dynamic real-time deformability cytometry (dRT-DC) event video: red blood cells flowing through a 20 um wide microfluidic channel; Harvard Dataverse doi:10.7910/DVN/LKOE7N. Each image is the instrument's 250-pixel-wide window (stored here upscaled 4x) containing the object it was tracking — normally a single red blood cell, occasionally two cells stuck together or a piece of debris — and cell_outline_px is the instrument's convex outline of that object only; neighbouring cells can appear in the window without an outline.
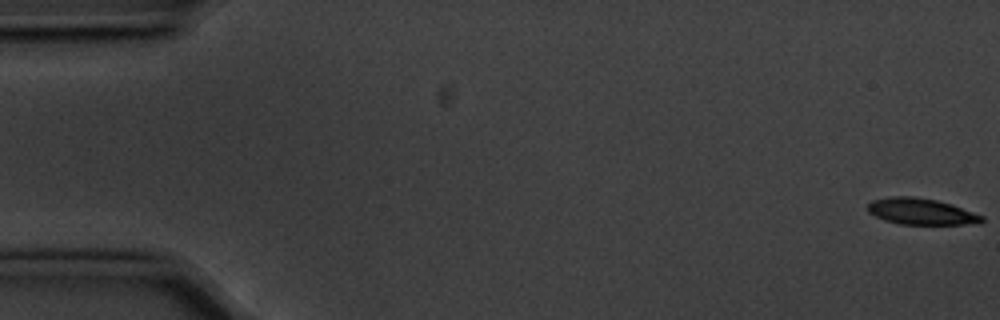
{"species": "common noctule bat (a hibernating species)", "species_latin": "Nyctalus noctula", "temperature_condition": "cold", "stored_images_in_passage": 17, "camera_frame_rate_fps": 3000, "um_per_image_px": 0.085, "animal": {"sex": "male", "body_mass_g": 20.1, "forearm_length_mm": 53.5}, "frame": {"image": 1, "passage_image": 1, "time_ms": 0.0, "image_size_px": [1000, 320], "cell_outline_px": [[984, 220], [980, 224], [900, 224], [884, 220], [868, 212], [868, 204], [872, 200], [888, 196], [912, 196], [936, 200], [952, 204], [984, 216]], "centroid_in_image_um": [78.31, 17.97], "position_along_channel_um": 6.7, "area_um2": 17.57}}
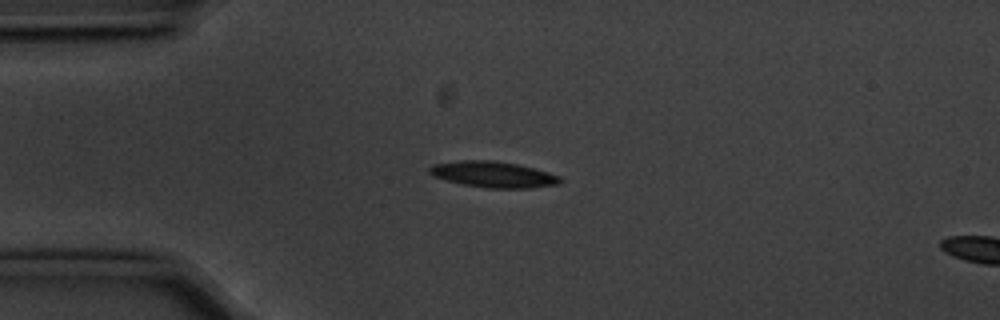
{"frame": {"image": 2, "passage_image": 14, "time_ms": 4.333, "image_size_px": [1000, 320], "cell_outline_px": [[564, 180], [560, 184], [532, 188], [488, 188], [464, 184], [432, 176], [428, 172], [428, 168], [432, 164], [460, 160], [492, 160], [516, 164], [532, 168], [560, 176]], "centroid_in_image_um": [41.92, 14.83], "position_along_channel_um": 43.1, "area_um2": 19.77}}